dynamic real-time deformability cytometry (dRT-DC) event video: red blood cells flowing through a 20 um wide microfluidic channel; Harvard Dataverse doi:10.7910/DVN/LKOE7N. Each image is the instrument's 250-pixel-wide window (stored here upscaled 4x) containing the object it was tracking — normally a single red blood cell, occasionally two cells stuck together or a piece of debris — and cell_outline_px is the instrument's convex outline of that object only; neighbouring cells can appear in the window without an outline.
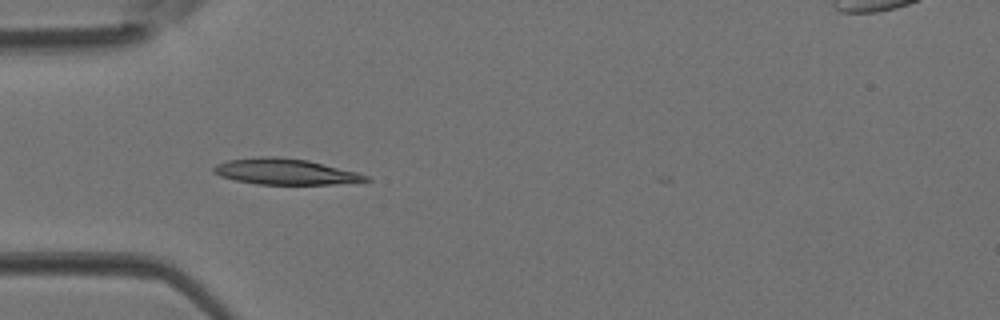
{"species": "Egyptian fruit bat (a non-hibernating species)", "species_latin": "Rousettus aegyptiacus", "temperature_condition": "room temperature", "stored_images_in_passage": 5, "camera_frame_rate_fps": 3000, "um_per_image_px": 0.085, "animal": {"sex": "female"}, "frame": {"image": 1, "passage_image": 4, "time_ms": 1.0, "image_size_px": [1000, 320], "cell_outline_px": [[372, 180], [332, 184], [256, 184], [236, 180], [220, 176], [212, 172], [212, 168], [216, 164], [228, 160], [260, 156], [276, 156], [308, 160], [356, 172], [368, 176]], "centroid_in_image_um": [24.19, 14.58], "position_along_channel_um": 60.8, "area_um2": 22.83}}